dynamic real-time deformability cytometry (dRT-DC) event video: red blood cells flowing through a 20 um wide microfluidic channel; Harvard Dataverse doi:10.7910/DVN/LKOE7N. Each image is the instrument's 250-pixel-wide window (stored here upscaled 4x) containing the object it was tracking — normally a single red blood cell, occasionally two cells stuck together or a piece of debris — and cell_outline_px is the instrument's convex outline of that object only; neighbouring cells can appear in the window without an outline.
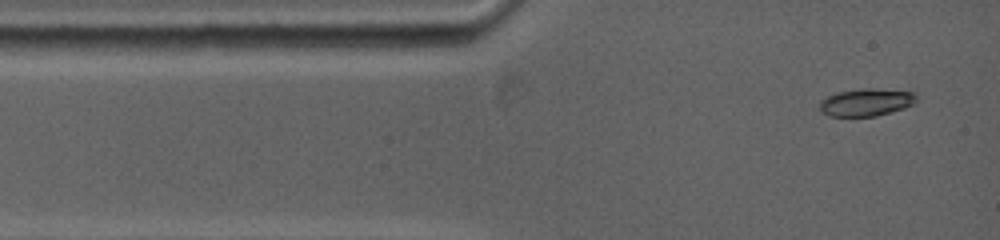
{"species": "common noctule bat (a hibernating species)", "species_latin": "Nyctalus noctula", "temperature_condition": "warm", "stored_images_in_passage": 51, "camera_frame_rate_fps": 5000, "um_per_image_px": 0.085, "animal": {"sex": "female", "body_mass_g": 19.0, "forearm_length_mm": 53.3}, "frame": {"image": 1, "passage_image": 1, "time_ms": 0.0, "image_size_px": [1000, 240], "cell_outline_px": [[916, 100], [912, 104], [904, 108], [876, 116], [828, 116], [820, 112], [820, 100], [836, 92], [864, 88], [872, 88], [916, 92]], "centroid_in_image_um": [73.6, 8.69], "position_along_channel_um": 11.4, "area_um2": 15.55}}
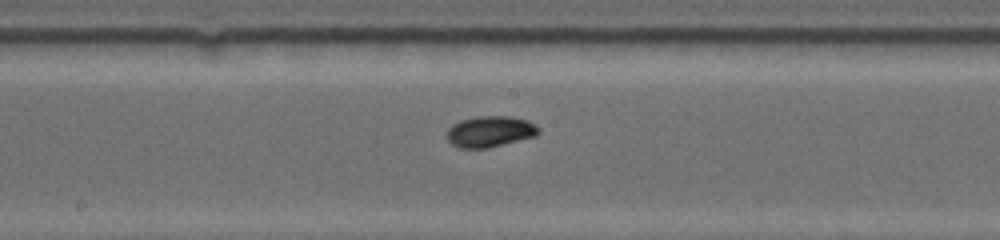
{"frame": {"image": 2, "passage_image": 19, "time_ms": 6.0, "image_size_px": [1000, 240], "cell_outline_px": [[540, 132], [536, 136], [488, 148], [460, 148], [452, 144], [444, 136], [448, 128], [452, 124], [460, 120], [476, 116], [512, 116], [528, 120], [536, 124], [540, 128]], "centroid_in_image_um": [41.65, 11.17], "position_along_channel_um": 206.6, "area_um2": 16.94}}
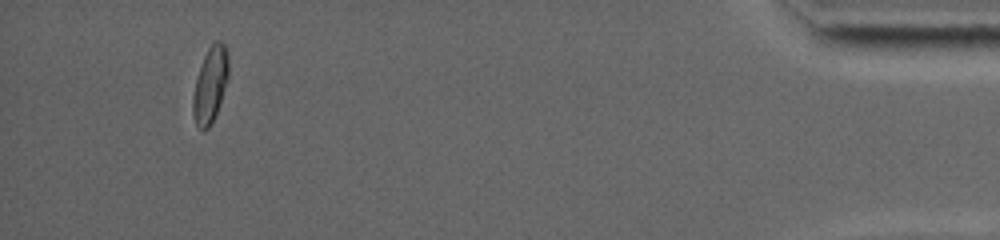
{"frame": {"image": 3, "passage_image": 44, "time_ms": 14.0, "image_size_px": [1000, 240], "cell_outline_px": [[228, 80], [216, 112], [208, 128], [200, 128], [196, 124], [192, 116], [192, 100], [196, 80], [204, 56], [208, 48], [216, 40], [220, 40], [224, 44], [228, 52]], "centroid_in_image_um": [17.87, 7.17], "position_along_channel_um": 417.3, "area_um2": 15.43}, "authors_computed_cell_mechanics": {"area_um2": 15.606, "velocity_mm_per_s": 3.8489, "shape_relaxation_time_tau1_ms": 3.3037, "shape_relaxation_time_tau2_ms": null, "deformation_change_tau1": 0.134, "deformation_change_tau2": null}}